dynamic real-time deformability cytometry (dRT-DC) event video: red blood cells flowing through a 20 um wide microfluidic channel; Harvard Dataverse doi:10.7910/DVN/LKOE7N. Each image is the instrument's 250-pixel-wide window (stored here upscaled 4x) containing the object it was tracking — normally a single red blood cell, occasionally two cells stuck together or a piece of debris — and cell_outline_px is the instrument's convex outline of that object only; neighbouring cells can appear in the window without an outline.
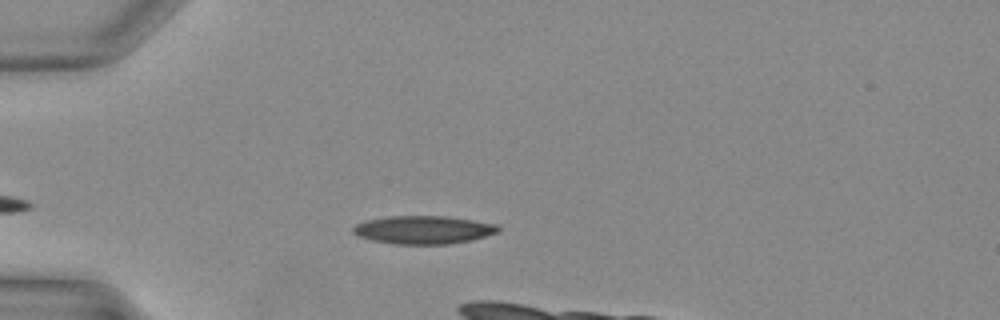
{"species": "Egyptian fruit bat (a non-hibernating species)", "species_latin": "Rousettus aegyptiacus", "temperature_condition": "warm", "stored_images_in_passage": 6, "camera_frame_rate_fps": 3000, "um_per_image_px": 0.085, "animal": {"sex": "female"}, "frame": {"image": 1, "passage_image": 1, "time_ms": 0.0, "image_size_px": [1000, 320], "cell_outline_px": [[500, 228], [496, 232], [484, 236], [468, 240], [448, 244], [392, 244], [372, 240], [360, 236], [352, 232], [352, 228], [356, 224], [368, 220], [388, 216], [444, 216], [472, 220], [496, 224]], "centroid_in_image_um": [35.95, 19.53], "position_along_channel_um": 49.1, "area_um2": 23.47}}
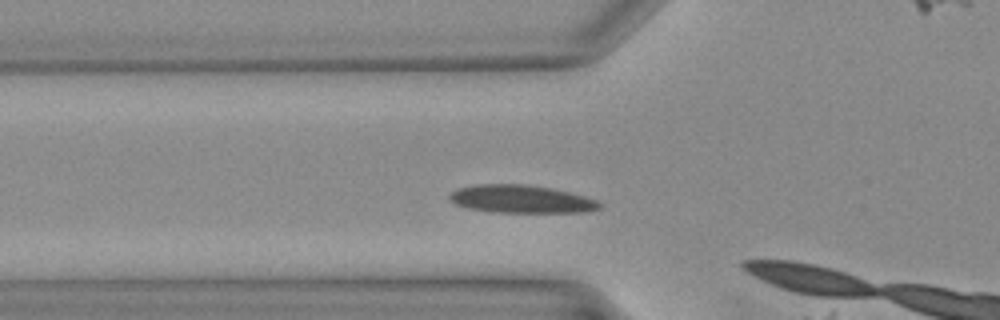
{"frame": {"image": 2, "passage_image": 4, "time_ms": 1.0, "image_size_px": [1000, 320], "cell_outline_px": [[600, 208], [588, 212], [492, 212], [468, 208], [456, 204], [448, 200], [448, 196], [452, 192], [460, 188], [476, 184], [524, 184], [552, 188], [584, 196], [596, 200], [600, 204]], "centroid_in_image_um": [44.28, 16.92], "position_along_channel_um": 81.5, "area_um2": 24.28}}